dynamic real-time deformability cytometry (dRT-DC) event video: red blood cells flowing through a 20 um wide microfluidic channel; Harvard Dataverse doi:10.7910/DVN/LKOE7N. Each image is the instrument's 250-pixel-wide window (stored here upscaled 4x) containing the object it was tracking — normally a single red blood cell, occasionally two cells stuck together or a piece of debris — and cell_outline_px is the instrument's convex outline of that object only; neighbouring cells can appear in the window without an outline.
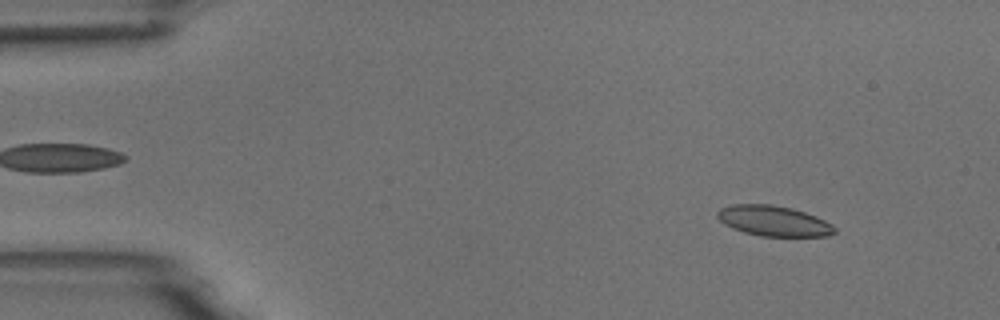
{"species": "common noctule bat (a hibernating species)", "species_latin": "Nyctalus noctula", "temperature_condition": "room temperature", "stored_images_in_passage": 5, "camera_frame_rate_fps": 3000, "um_per_image_px": 0.085, "animal": {"sex": "male", "body_mass_g": 18.8}, "frame": {"image": 1, "passage_image": 2, "time_ms": 1.333, "image_size_px": [1000, 320], "cell_outline_px": [[836, 232], [828, 236], [760, 236], [744, 232], [732, 228], [724, 224], [716, 216], [716, 212], [720, 208], [732, 204], [772, 204], [792, 208], [816, 216], [832, 224], [836, 228]], "centroid_in_image_um": [65.75, 18.77], "position_along_channel_um": 19.3, "area_um2": 20.87}}
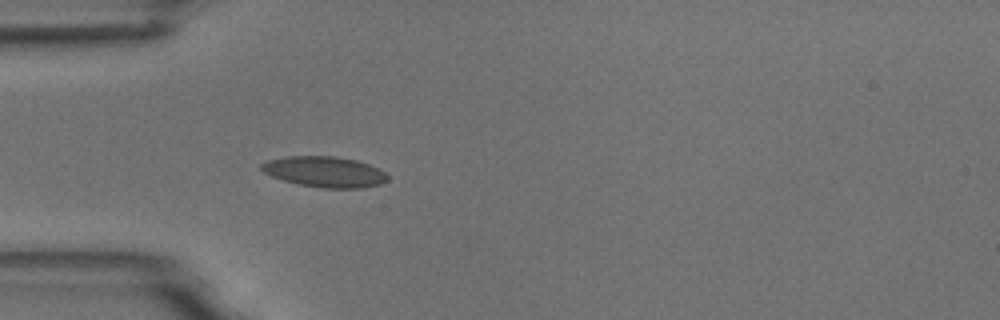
{"frame": {"image": 2, "passage_image": 5, "time_ms": 4.667, "image_size_px": [1000, 320], "cell_outline_px": [[388, 180], [380, 184], [360, 188], [324, 188], [296, 184], [272, 176], [264, 172], [260, 168], [260, 164], [268, 160], [288, 156], [336, 156], [356, 160], [380, 168], [388, 176]], "centroid_in_image_um": [27.6, 14.6], "position_along_channel_um": 57.4, "area_um2": 22.6}}